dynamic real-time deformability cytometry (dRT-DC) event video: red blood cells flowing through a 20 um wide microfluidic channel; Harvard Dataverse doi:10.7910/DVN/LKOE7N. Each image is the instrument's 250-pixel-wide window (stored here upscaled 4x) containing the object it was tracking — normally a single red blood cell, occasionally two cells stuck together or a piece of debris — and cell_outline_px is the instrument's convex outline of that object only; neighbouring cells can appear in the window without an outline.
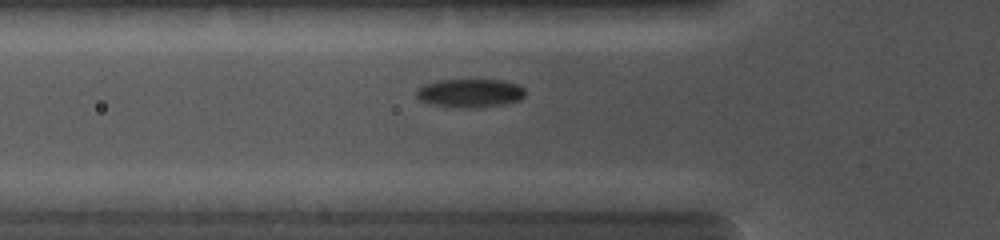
{"species": "common noctule bat (a hibernating species)", "species_latin": "Nyctalus noctula", "temperature_condition": "cold", "stored_images_in_passage": 7, "camera_frame_rate_fps": 5000, "um_per_image_px": 0.085, "animal": {"sex": "female", "body_mass_g": 19.0, "forearm_length_mm": 56.7}, "frame": {"image": 1, "passage_image": 7, "time_ms": 2.8, "image_size_px": [1000, 240], "cell_outline_px": [[524, 96], [520, 100], [504, 104], [480, 108], [456, 108], [428, 104], [420, 100], [416, 96], [416, 92], [424, 84], [440, 80], [504, 80], [516, 84], [524, 88]], "centroid_in_image_um": [39.94, 7.93], "position_along_channel_um": 85.9, "area_um2": 18.26}}